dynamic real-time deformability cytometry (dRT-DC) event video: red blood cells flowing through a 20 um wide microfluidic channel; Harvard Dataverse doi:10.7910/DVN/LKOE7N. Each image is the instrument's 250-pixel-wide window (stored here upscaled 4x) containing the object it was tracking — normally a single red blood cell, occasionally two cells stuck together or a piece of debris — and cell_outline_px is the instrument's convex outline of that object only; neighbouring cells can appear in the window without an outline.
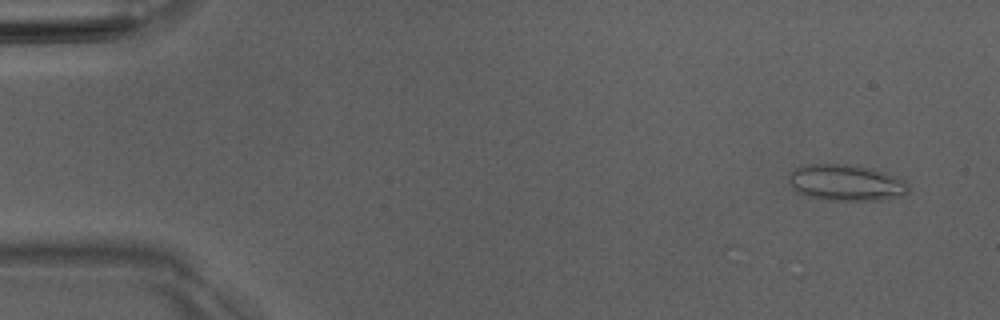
{"species": "Egyptian fruit bat (a non-hibernating species)", "species_latin": "Rousettus aegyptiacus", "temperature_condition": "room temperature", "stored_images_in_passage": 6, "camera_frame_rate_fps": 3000, "um_per_image_px": 0.085, "animal": {"sex": "male"}, "frame": {"image": 1, "passage_image": 1, "time_ms": 0.0, "image_size_px": [1000, 320], "cell_outline_px": [[908, 192], [904, 196], [880, 200], [828, 200], [804, 196], [788, 180], [788, 176], [792, 168], [808, 164], [848, 164], [868, 168], [900, 176], [908, 184]], "centroid_in_image_um": [71.94, 15.53], "position_along_channel_um": 13.1, "area_um2": 25.43}}
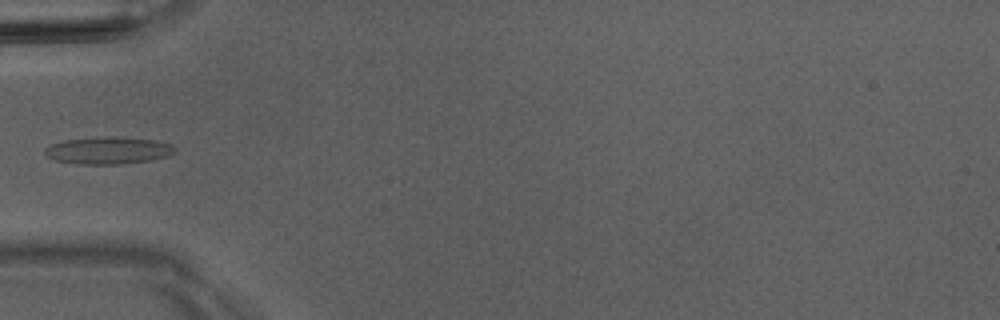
{"frame": {"image": 2, "passage_image": 5, "time_ms": 4.667, "image_size_px": [1000, 320], "cell_outline_px": [[176, 152], [168, 156], [152, 160], [120, 164], [76, 164], [56, 160], [48, 156], [44, 152], [44, 148], [52, 144], [64, 140], [112, 136], [156, 140], [172, 144], [176, 148]], "centroid_in_image_um": [9.24, 12.79], "position_along_channel_um": 75.8, "area_um2": 20.63}}